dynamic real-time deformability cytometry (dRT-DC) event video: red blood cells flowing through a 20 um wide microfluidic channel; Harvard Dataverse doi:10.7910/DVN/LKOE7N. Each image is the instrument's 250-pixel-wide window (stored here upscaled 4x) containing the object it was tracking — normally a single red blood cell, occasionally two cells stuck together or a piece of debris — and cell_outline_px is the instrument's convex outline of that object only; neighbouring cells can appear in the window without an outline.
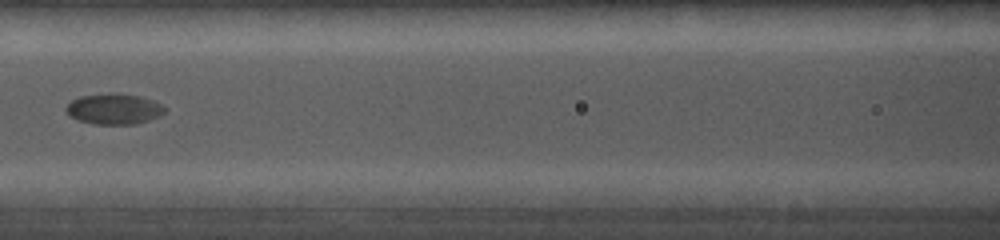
{"species": "common noctule bat (a hibernating species)", "species_latin": "Nyctalus noctula", "temperature_condition": "cold", "stored_images_in_passage": 15, "camera_frame_rate_fps": 5000, "um_per_image_px": 0.085, "animal": {"sex": "female", "body_mass_g": 19.0, "forearm_length_mm": 56.7}, "frame": {"image": 1, "passage_image": 4, "time_ms": 3.0, "image_size_px": [1000, 240], "cell_outline_px": [[168, 108], [160, 116], [136, 124], [92, 124], [76, 120], [68, 116], [64, 108], [72, 100], [80, 96], [112, 92], [116, 92], [140, 96], [152, 100]], "centroid_in_image_um": [9.66, 9.26], "position_along_channel_um": 156.9, "area_um2": 17.98}}
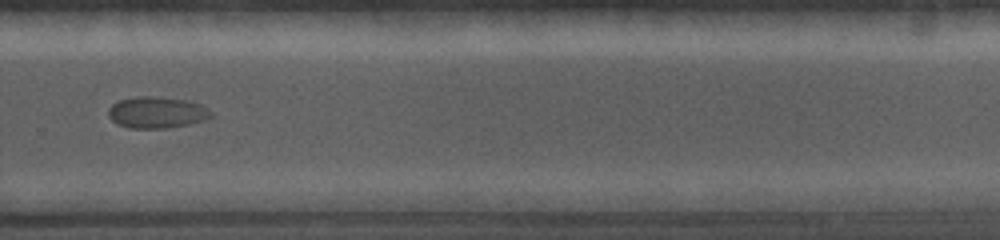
{"frame": {"image": 2, "passage_image": 8, "time_ms": 7.0, "image_size_px": [1000, 240], "cell_outline_px": [[212, 116], [204, 120], [188, 124], [164, 128], [128, 128], [116, 124], [108, 116], [108, 108], [112, 104], [120, 100], [136, 96], [160, 96], [188, 100], [200, 104], [208, 108], [212, 112]], "centroid_in_image_um": [13.31, 9.54], "position_along_channel_um": 316.5, "area_um2": 19.02}}
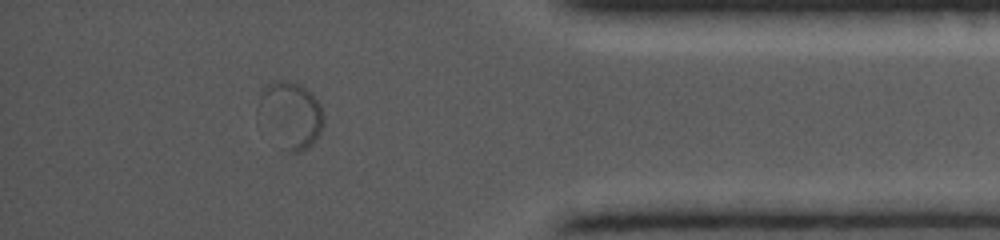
{"frame": {"image": 3, "passage_image": 14, "time_ms": 9.8, "image_size_px": [1000, 240], "cell_outline_px": [[324, 124], [316, 140], [308, 148], [300, 152], [288, 152], [256, 120], [256, 108], [260, 92], [268, 84], [276, 80], [288, 80], [300, 84], [312, 92], [320, 104], [324, 116]], "centroid_in_image_um": [24.66, 9.75], "position_along_channel_um": 410.5, "area_um2": 26.01}}